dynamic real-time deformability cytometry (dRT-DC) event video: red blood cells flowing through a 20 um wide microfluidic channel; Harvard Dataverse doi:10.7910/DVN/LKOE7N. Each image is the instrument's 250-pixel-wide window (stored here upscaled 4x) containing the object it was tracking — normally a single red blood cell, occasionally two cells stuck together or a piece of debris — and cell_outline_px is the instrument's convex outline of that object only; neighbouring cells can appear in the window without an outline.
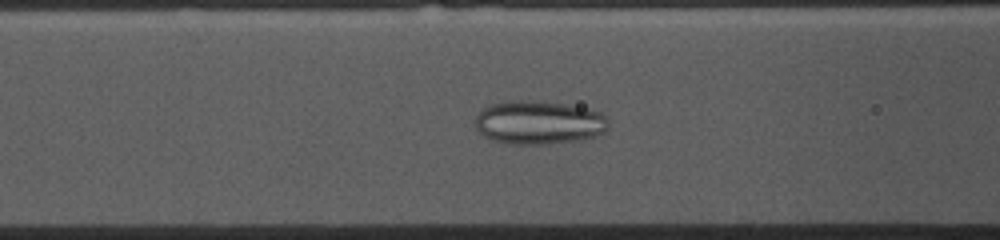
{"species": "common noctule bat (a hibernating species)", "species_latin": "Nyctalus noctula", "temperature_condition": "cold", "stored_images_in_passage": 53, "camera_frame_rate_fps": 3000, "um_per_image_px": 0.085, "animal": {"sex": "female", "body_mass_g": 10.0, "forearm_length_mm": 53.1}, "frame": {"image": 1, "passage_image": 19, "time_ms": 6.0, "image_size_px": [1000, 240], "cell_outline_px": [[608, 128], [604, 132], [596, 136], [580, 140], [548, 144], [508, 144], [492, 140], [484, 136], [476, 128], [476, 116], [488, 104], [520, 100], [564, 104], [588, 108], [600, 112], [608, 120]], "centroid_in_image_um": [45.81, 10.43], "position_along_channel_um": 120.8, "area_um2": 33.76}}
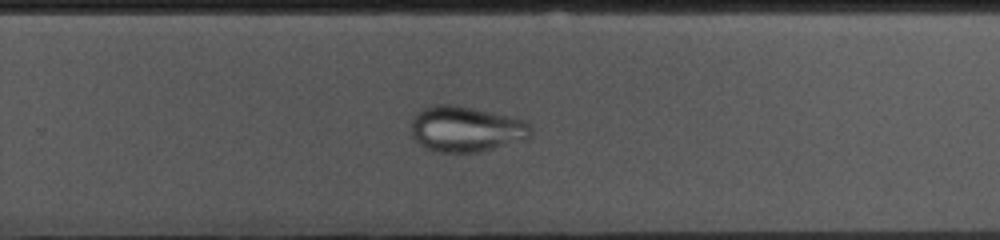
{"frame": {"image": 2, "passage_image": 33, "time_ms": 10.667, "image_size_px": [1000, 240], "cell_outline_px": [[532, 132], [528, 140], [476, 152], [440, 152], [428, 148], [420, 144], [412, 136], [412, 116], [420, 108], [432, 104], [456, 104], [528, 120], [532, 124]], "centroid_in_image_um": [39.65, 10.94], "position_along_channel_um": 290.2, "area_um2": 32.37}}
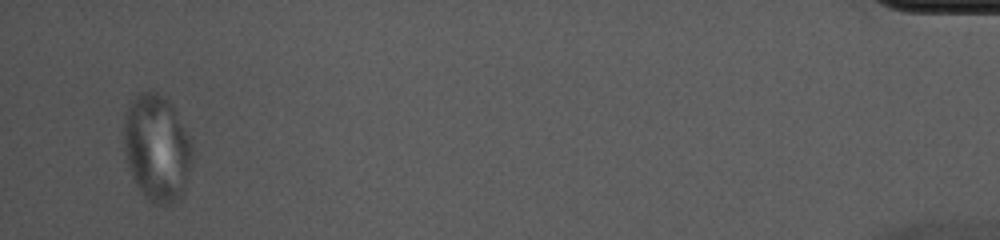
{"frame": {"image": 3, "passage_image": 51, "time_ms": 16.667, "image_size_px": [1000, 240], "cell_outline_px": [[192, 156], [184, 192], [172, 204], [156, 204], [140, 192], [132, 176], [128, 164], [124, 144], [124, 116], [128, 104], [140, 92], [156, 92], [164, 96], [172, 104], [188, 136], [192, 148]], "centroid_in_image_um": [13.32, 12.56], "position_along_channel_um": 421.9, "area_um2": 42.19}}